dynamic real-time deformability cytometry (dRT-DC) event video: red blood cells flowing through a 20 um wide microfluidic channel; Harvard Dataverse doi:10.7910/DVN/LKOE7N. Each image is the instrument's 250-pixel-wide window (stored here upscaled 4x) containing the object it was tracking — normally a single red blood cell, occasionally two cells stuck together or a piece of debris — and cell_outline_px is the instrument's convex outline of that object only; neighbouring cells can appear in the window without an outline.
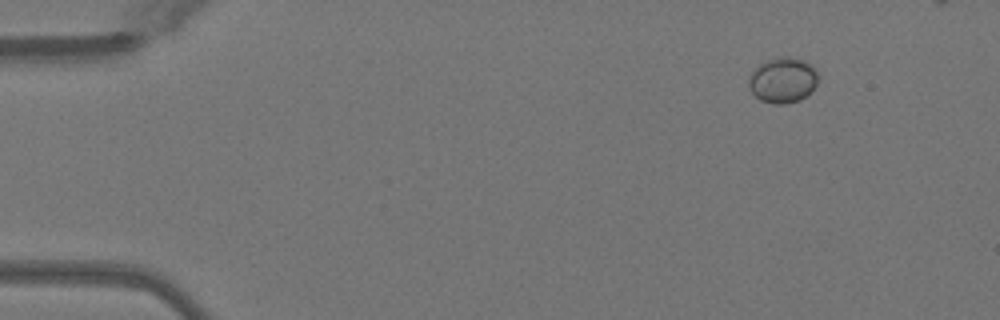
{"species": "Egyptian fruit bat (a non-hibernating species)", "species_latin": "Rousettus aegyptiacus", "temperature_condition": "warm", "stored_images_in_passage": 46, "camera_frame_rate_fps": 3000, "um_per_image_px": 0.085, "animal": {"sex": "female"}, "frame": {"image": 1, "passage_image": 1, "time_ms": 0.0, "image_size_px": [1000, 320], "cell_outline_px": [[816, 84], [800, 100], [784, 104], [776, 104], [760, 100], [748, 88], [748, 80], [752, 72], [760, 64], [768, 60], [780, 56], [788, 56], [812, 64], [816, 68]], "centroid_in_image_um": [66.51, 6.81], "position_along_channel_um": 18.5, "area_um2": 18.09}}
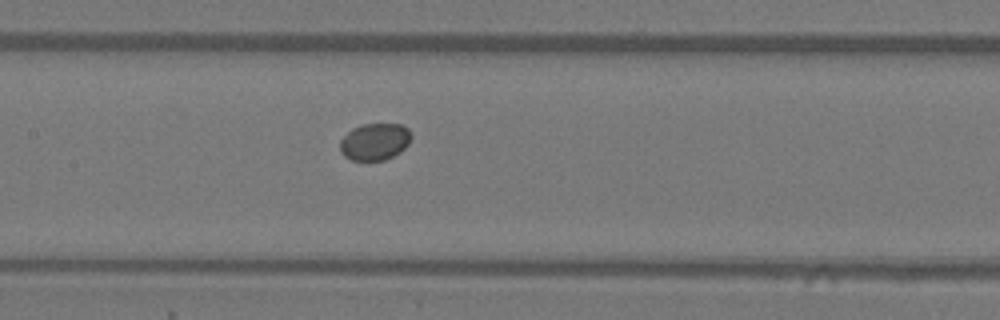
{"frame": {"image": 2, "passage_image": 20, "time_ms": 6.333, "image_size_px": [1000, 320], "cell_outline_px": [[412, 136], [408, 144], [400, 152], [384, 160], [352, 160], [344, 156], [340, 152], [340, 140], [352, 128], [364, 124], [400, 124], [408, 128]], "centroid_in_image_um": [31.85, 12.04], "position_along_channel_um": 175.5, "area_um2": 15.32}}
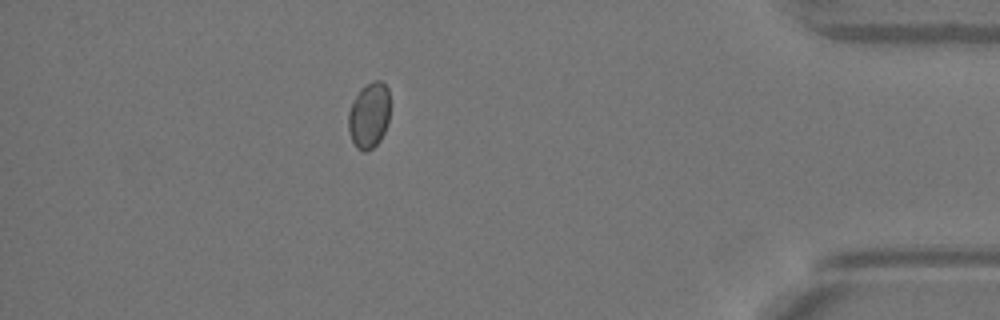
{"frame": {"image": 3, "passage_image": 40, "time_ms": 13.0, "image_size_px": [1000, 320], "cell_outline_px": [[388, 120], [384, 132], [380, 140], [372, 148], [364, 152], [356, 148], [348, 132], [348, 112], [352, 100], [360, 88], [372, 80], [380, 80], [388, 88]], "centroid_in_image_um": [31.33, 9.79], "position_along_channel_um": 403.9, "area_um2": 16.07}}